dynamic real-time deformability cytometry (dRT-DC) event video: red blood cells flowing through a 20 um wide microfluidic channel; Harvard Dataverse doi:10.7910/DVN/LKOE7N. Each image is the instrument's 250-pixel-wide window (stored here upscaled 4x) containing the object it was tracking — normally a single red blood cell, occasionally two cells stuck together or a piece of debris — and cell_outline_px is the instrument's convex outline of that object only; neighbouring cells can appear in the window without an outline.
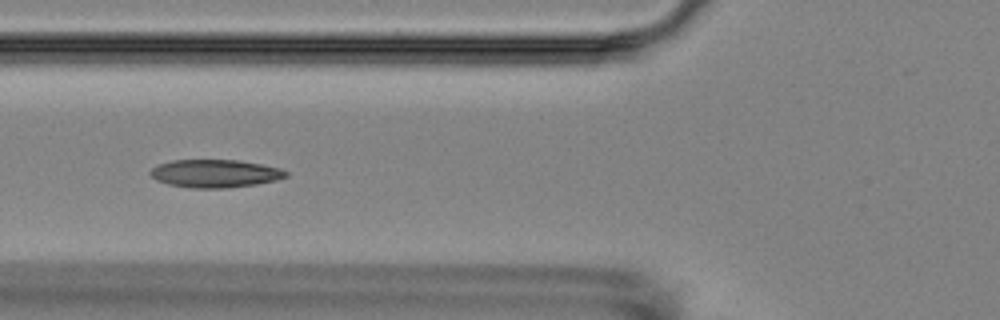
{"species": "Egyptian fruit bat (a non-hibernating species)", "species_latin": "Rousettus aegyptiacus", "temperature_condition": "room temperature", "stored_images_in_passage": 10, "camera_frame_rate_fps": 3000, "um_per_image_px": 0.085, "animal": {"sex": "female"}, "frame": {"image": 1, "passage_image": 6, "time_ms": 6.0, "image_size_px": [1000, 320], "cell_outline_px": [[288, 176], [276, 180], [256, 184], [228, 188], [192, 188], [168, 184], [156, 180], [148, 172], [152, 168], [160, 164], [172, 160], [236, 160], [260, 164], [280, 168], [288, 172]], "centroid_in_image_um": [18.28, 14.75], "position_along_channel_um": 107.5, "area_um2": 22.02}}
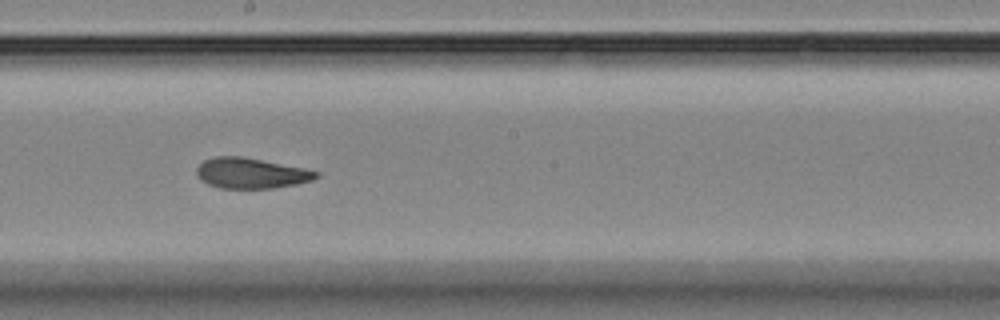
{"frame": {"image": 2, "passage_image": 9, "time_ms": 9.333, "image_size_px": [1000, 320], "cell_outline_px": [[320, 176], [312, 180], [296, 184], [272, 188], [220, 188], [208, 184], [200, 180], [196, 176], [196, 168], [204, 160], [216, 156], [240, 156], [304, 168], [320, 172]], "centroid_in_image_um": [21.32, 14.72], "position_along_channel_um": 226.9, "area_um2": 21.21}}
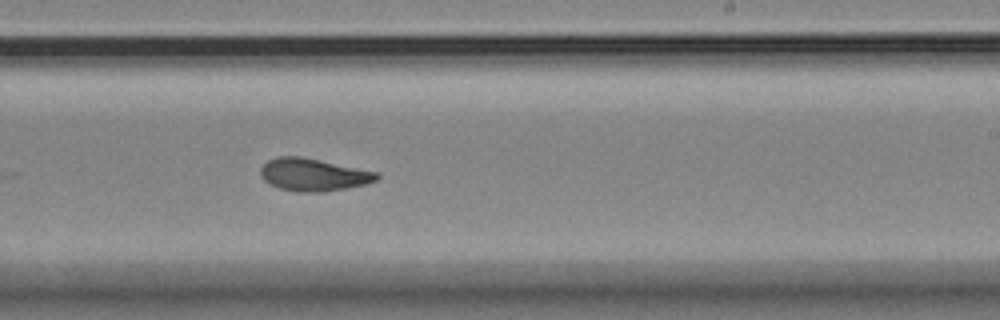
{"frame": {"image": 3, "passage_image": 10, "time_ms": 10.333, "image_size_px": [1000, 320], "cell_outline_px": [[380, 176], [376, 180], [364, 184], [324, 192], [296, 192], [280, 188], [268, 184], [260, 176], [260, 168], [268, 160], [276, 156], [300, 156], [380, 172]], "centroid_in_image_um": [26.61, 14.84], "position_along_channel_um": 262.4, "area_um2": 22.14}}